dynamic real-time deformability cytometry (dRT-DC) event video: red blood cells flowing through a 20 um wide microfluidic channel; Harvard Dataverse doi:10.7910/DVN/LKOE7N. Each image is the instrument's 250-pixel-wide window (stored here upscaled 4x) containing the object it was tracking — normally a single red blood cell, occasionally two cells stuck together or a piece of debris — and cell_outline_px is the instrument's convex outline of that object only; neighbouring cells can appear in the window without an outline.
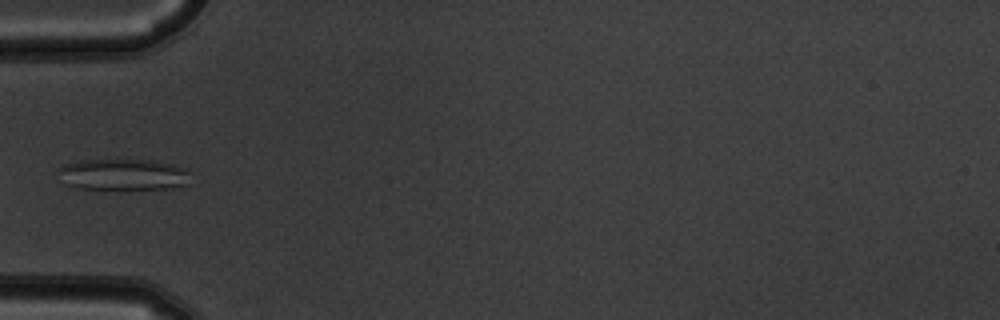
{"species": "common noctule bat (a hibernating species)", "species_latin": "Nyctalus noctula", "temperature_condition": "warm", "stored_images_in_passage": 5, "camera_frame_rate_fps": 3000, "um_per_image_px": 0.085, "animal": {"sex": "male", "body_mass_g": 19.5, "forearm_length_mm": 54.6}, "frame": {"image": 1, "passage_image": 5, "time_ms": 1.333, "image_size_px": [1000, 320], "cell_outline_px": [[188, 184], [172, 188], [120, 192], [76, 188], [64, 184], [60, 168], [64, 164], [76, 160], [116, 156], [124, 156], [152, 160], [172, 164], [184, 168], [188, 172]], "centroid_in_image_um": [10.44, 14.83], "position_along_channel_um": 74.6, "area_um2": 26.3}}